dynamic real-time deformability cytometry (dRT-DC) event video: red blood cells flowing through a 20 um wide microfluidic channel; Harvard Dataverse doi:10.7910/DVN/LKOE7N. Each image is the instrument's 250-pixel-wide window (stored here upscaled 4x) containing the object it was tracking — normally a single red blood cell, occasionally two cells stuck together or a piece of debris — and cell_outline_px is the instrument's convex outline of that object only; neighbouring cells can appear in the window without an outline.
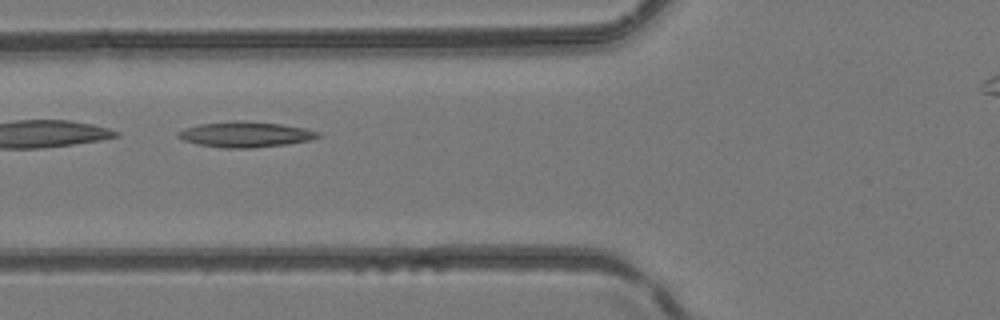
{"species": "common noctule bat (a hibernating species)", "species_latin": "Nyctalus noctula", "temperature_condition": "room temperature", "stored_images_in_passage": 3, "camera_frame_rate_fps": 3000, "um_per_image_px": 0.085, "animal": {"sex": "female", "body_mass_g": 24.6, "forearm_length_mm": 56.2}, "frame": {"image": 1, "passage_image": 3, "time_ms": 0.667, "image_size_px": [1000, 320], "cell_outline_px": [[320, 136], [312, 140], [288, 144], [252, 148], [224, 148], [200, 144], [184, 140], [176, 136], [176, 132], [184, 128], [200, 124], [236, 120], [240, 120], [280, 124], [304, 128], [320, 132]], "centroid_in_image_um": [20.87, 11.42], "position_along_channel_um": 104.9, "area_um2": 20.81}}